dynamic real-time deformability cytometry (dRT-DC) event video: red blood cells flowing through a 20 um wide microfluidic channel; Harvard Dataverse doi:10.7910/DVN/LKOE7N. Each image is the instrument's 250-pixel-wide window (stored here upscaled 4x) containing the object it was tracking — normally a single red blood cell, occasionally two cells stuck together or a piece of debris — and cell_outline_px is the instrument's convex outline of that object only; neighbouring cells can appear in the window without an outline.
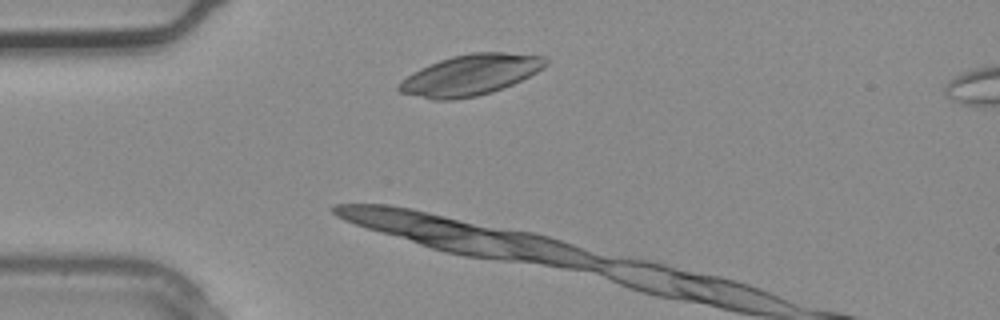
{"species": "common noctule bat (a hibernating species)", "species_latin": "Nyctalus noctula", "temperature_condition": "warm", "stored_images_in_passage": 2, "camera_frame_rate_fps": 3000, "um_per_image_px": 0.085, "animal": {"sex": "male", "body_mass_g": 20.4}, "frame": {"image": 1, "passage_image": 1, "time_ms": 0.0, "image_size_px": [1000, 320], "cell_outline_px": [[548, 64], [544, 68], [512, 84], [492, 92], [476, 96], [452, 100], [432, 100], [400, 92], [396, 88], [396, 84], [400, 80], [412, 72], [420, 68], [440, 60], [452, 56], [472, 52], [504, 52], [544, 56], [548, 60]], "centroid_in_image_um": [39.95, 6.37], "position_along_channel_um": 45.1, "area_um2": 34.91}}